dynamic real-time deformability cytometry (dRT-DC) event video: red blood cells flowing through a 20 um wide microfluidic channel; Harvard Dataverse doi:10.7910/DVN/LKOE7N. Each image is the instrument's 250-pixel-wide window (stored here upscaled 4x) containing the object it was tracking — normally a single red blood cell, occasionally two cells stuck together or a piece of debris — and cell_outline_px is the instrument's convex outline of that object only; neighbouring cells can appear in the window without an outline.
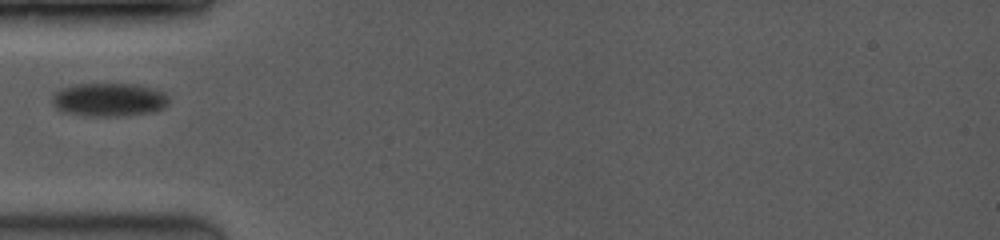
{"species": "common noctule bat (a hibernating species)", "species_latin": "Nyctalus noctula", "temperature_condition": "room temperature", "stored_images_in_passage": 33, "camera_frame_rate_fps": 3500, "um_per_image_px": 0.085, "animal": {"sex": "female", "body_mass_g": 19.0, "forearm_length_mm": 53.3}, "frame": {"image": 1, "passage_image": 1, "time_ms": 0.0, "image_size_px": [1000, 240], "cell_outline_px": [[168, 104], [164, 108], [152, 112], [124, 116], [84, 116], [60, 112], [52, 104], [52, 96], [60, 88], [76, 84], [132, 84], [152, 88], [164, 92], [168, 96]], "centroid_in_image_um": [9.24, 8.49], "position_along_channel_um": 75.8, "area_um2": 23.0}}
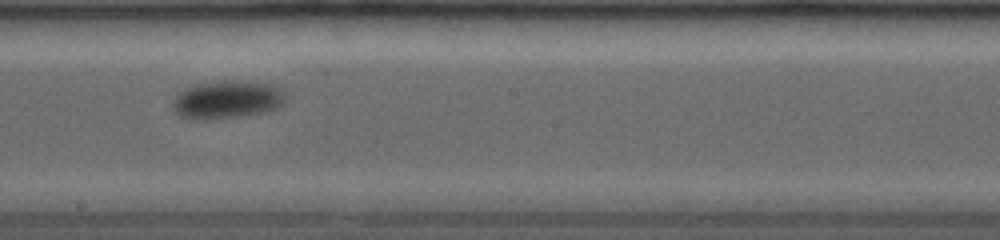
{"frame": {"image": 2, "passage_image": 13, "time_ms": 4.0, "image_size_px": [1000, 240], "cell_outline_px": [[288, 96], [276, 108], [264, 112], [240, 116], [180, 116], [176, 112], [172, 104], [176, 96], [184, 88], [196, 84], [220, 80], [244, 80], [276, 84], [284, 88]], "centroid_in_image_um": [19.43, 8.37], "position_along_channel_um": 228.8, "area_um2": 24.51}}
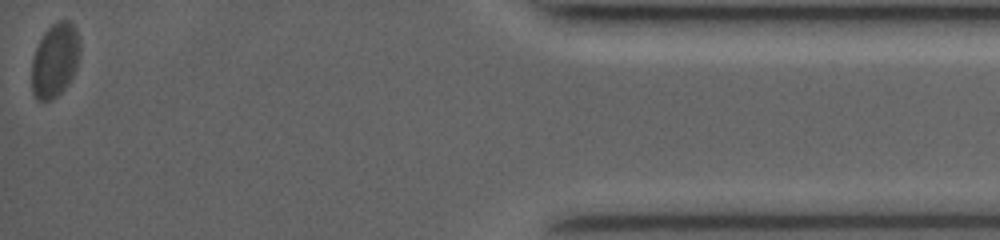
{"frame": {"image": 3, "passage_image": 33, "time_ms": 10.857, "image_size_px": [1000, 240], "cell_outline_px": [[80, 56], [76, 68], [72, 76], [64, 88], [52, 100], [36, 100], [32, 92], [32, 60], [36, 48], [44, 32], [52, 24], [60, 20], [68, 20], [76, 28], [80, 40]], "centroid_in_image_um": [4.68, 5.1], "position_along_channel_um": 430.5, "area_um2": 20.81}}